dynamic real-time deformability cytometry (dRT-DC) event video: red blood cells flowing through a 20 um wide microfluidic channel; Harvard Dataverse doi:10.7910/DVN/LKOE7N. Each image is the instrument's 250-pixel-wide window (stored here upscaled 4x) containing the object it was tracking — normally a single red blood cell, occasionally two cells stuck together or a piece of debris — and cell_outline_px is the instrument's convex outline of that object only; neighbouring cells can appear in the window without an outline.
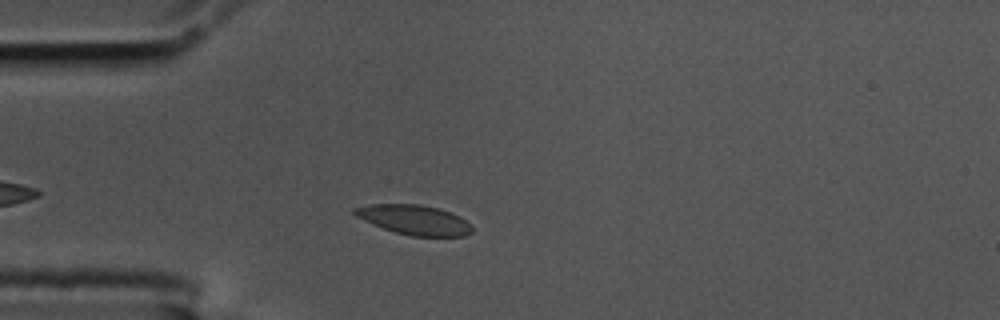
{"species": "common noctule bat (a hibernating species)", "species_latin": "Nyctalus noctula", "temperature_condition": "cold", "stored_images_in_passage": 36, "camera_frame_rate_fps": 3000, "um_per_image_px": 0.085, "animal": {"sex": "male", "body_mass_g": 17.5, "forearm_length_mm": 52.3}, "frame": {"image": 1, "passage_image": 2, "time_ms": 0.333, "image_size_px": [1000, 320], "cell_outline_px": [[472, 232], [464, 236], [412, 236], [396, 232], [372, 224], [356, 216], [352, 212], [352, 208], [372, 204], [420, 204], [436, 208], [460, 216], [472, 228]], "centroid_in_image_um": [35.18, 18.68], "position_along_channel_um": 49.8, "area_um2": 20.06}}
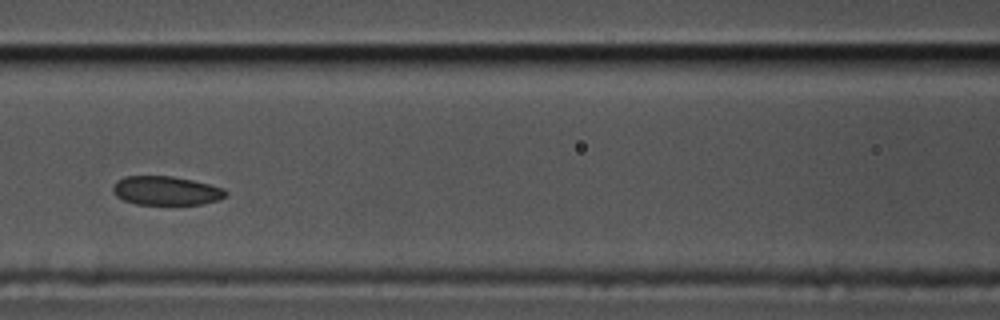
{"frame": {"image": 2, "passage_image": 12, "time_ms": 3.667, "image_size_px": [1000, 320], "cell_outline_px": [[228, 196], [216, 200], [200, 204], [136, 204], [124, 200], [116, 196], [112, 192], [112, 188], [116, 180], [124, 176], [172, 176], [192, 180], [224, 188], [228, 192]], "centroid_in_image_um": [14.1, 16.2], "position_along_channel_um": 152.5, "area_um2": 19.02}}
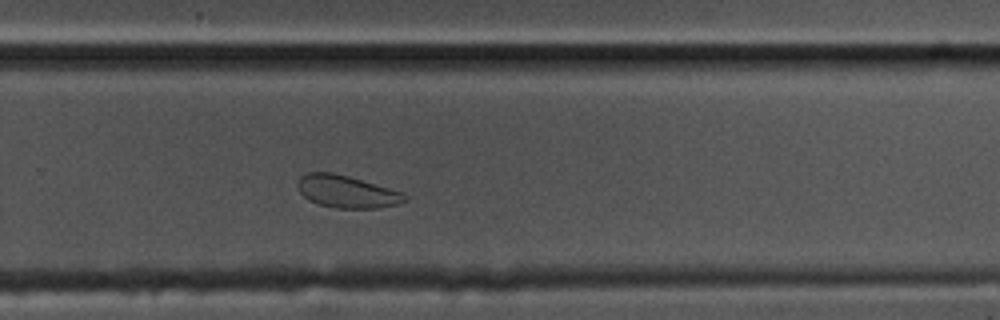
{"frame": {"image": 3, "passage_image": 25, "time_ms": 8.0, "image_size_px": [1000, 320], "cell_outline_px": [[408, 200], [400, 204], [376, 208], [336, 208], [320, 204], [308, 200], [300, 192], [296, 184], [300, 176], [308, 172], [332, 172], [348, 176], [388, 188], [400, 192], [408, 196]], "centroid_in_image_um": [29.45, 16.29], "position_along_channel_um": 300.3, "area_um2": 20.11}, "authors_computed_cell_mechanics": {"area_um2": 20.4034, "velocity_mm_per_s": 3.4222, "shape_relaxation_time_tau1_ms": 3.579, "shape_relaxation_time_tau2_ms": 9.3113, "deformation_change_tau1": 0.0683, "deformation_change_tau2": 0.1238}}